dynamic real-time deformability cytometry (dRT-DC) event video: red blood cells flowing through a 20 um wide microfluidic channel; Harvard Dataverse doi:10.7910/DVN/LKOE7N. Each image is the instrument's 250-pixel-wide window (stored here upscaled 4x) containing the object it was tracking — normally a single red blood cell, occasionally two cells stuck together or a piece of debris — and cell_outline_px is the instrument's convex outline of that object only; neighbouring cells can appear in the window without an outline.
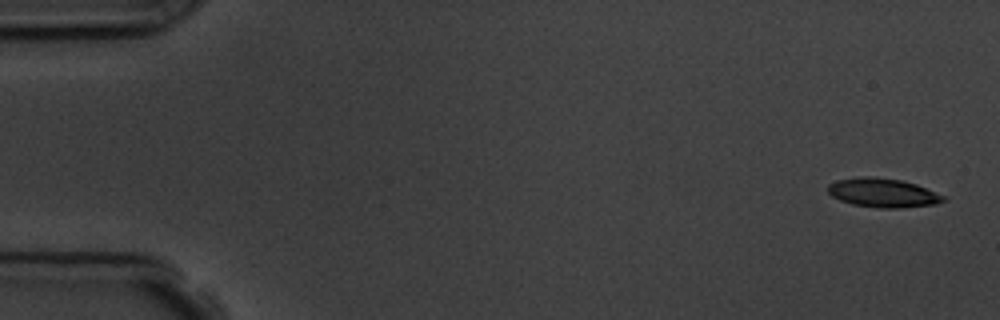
{"species": "common noctule bat (a hibernating species)", "species_latin": "Nyctalus noctula", "temperature_condition": "room temperature", "stored_images_in_passage": 5, "camera_frame_rate_fps": 3000, "um_per_image_px": 0.085, "animal": {"sex": "male", "body_mass_g": 19.5, "forearm_length_mm": 54.6}, "frame": {"image": 1, "passage_image": 1, "time_ms": 0.0, "image_size_px": [1000, 320], "cell_outline_px": [[948, 200], [936, 204], [896, 208], [880, 208], [852, 204], [840, 200], [832, 196], [828, 192], [828, 184], [836, 180], [860, 176], [876, 176], [900, 180], [916, 184], [944, 196]], "centroid_in_image_um": [75.03, 16.38], "position_along_channel_um": 10.0, "area_um2": 19.54}}
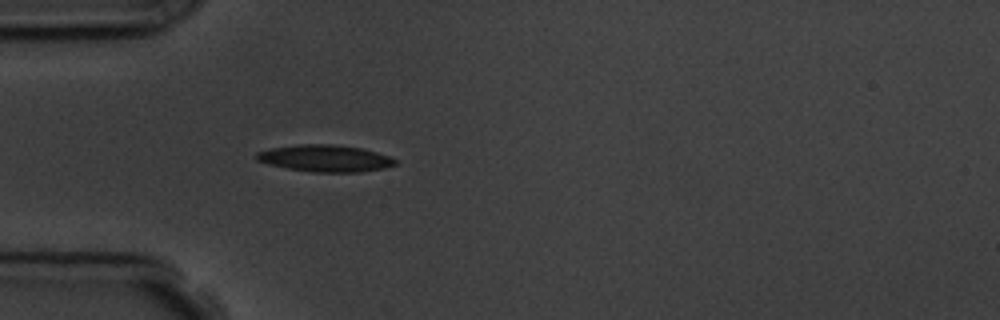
{"frame": {"image": 2, "passage_image": 5, "time_ms": 4.667, "image_size_px": [1000, 320], "cell_outline_px": [[396, 164], [384, 168], [360, 172], [312, 172], [288, 168], [268, 164], [256, 160], [256, 152], [268, 148], [300, 144], [332, 144], [364, 148], [388, 156], [396, 160]], "centroid_in_image_um": [27.61, 13.45], "position_along_channel_um": 57.4, "area_um2": 21.73}}